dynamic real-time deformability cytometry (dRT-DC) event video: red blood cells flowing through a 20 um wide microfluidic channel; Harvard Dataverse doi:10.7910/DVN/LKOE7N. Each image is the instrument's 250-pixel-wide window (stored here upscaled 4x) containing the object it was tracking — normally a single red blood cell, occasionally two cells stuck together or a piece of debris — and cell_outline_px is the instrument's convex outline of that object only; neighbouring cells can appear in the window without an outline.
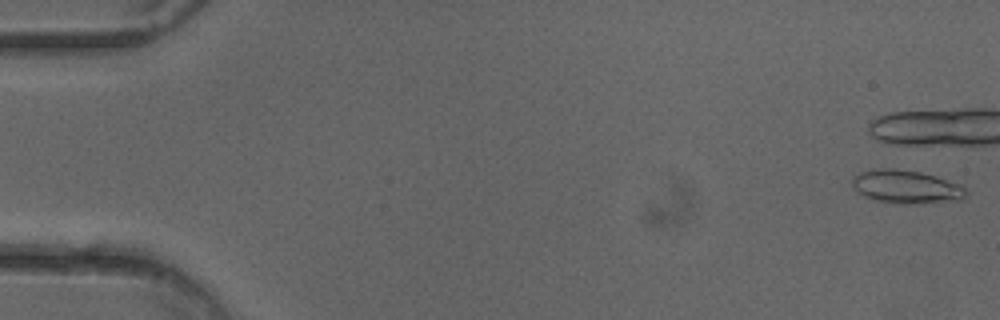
{"species": "common noctule bat (a hibernating species)", "species_latin": "Nyctalus noctula", "temperature_condition": "cold", "stored_images_in_passage": 6, "camera_frame_rate_fps": 3000, "um_per_image_px": 0.085, "animal": {"sex": "female"}, "frame": {"image": 1, "passage_image": 1, "time_ms": 0.0, "image_size_px": [1000, 320], "cell_outline_px": [[972, 192], [964, 200], [924, 204], [904, 204], [872, 200], [864, 196], [852, 188], [852, 176], [860, 172], [880, 168], [892, 168], [920, 172], [936, 176], [964, 184]], "centroid_in_image_um": [77.14, 15.9], "position_along_channel_um": 7.9, "area_um2": 23.0}}